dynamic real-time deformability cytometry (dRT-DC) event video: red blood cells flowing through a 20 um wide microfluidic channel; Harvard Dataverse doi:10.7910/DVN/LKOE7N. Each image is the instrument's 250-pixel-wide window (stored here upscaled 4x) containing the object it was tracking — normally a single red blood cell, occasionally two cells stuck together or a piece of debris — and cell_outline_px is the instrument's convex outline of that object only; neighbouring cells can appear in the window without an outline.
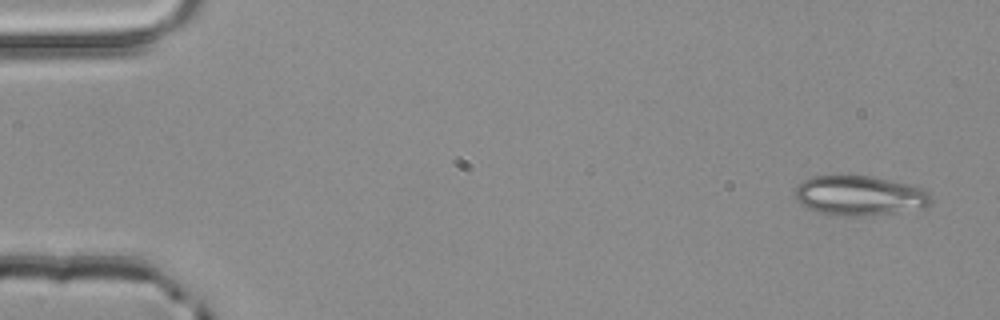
{"species": "common noctule bat (a hibernating species)", "species_latin": "Nyctalus noctula", "temperature_condition": "room temperature", "stored_images_in_passage": 4, "camera_frame_rate_fps": 3000, "um_per_image_px": 0.085, "animal": {"sex": "male", "body_mass_g": 20.4}, "frame": {"image": 1, "passage_image": 1, "time_ms": 0.0, "image_size_px": [1000, 320], "cell_outline_px": [[932, 204], [924, 208], [896, 212], [864, 216], [836, 216], [820, 212], [808, 208], [800, 204], [796, 200], [792, 192], [804, 180], [812, 176], [840, 172], [872, 176], [924, 188], [932, 200]], "centroid_in_image_um": [73.01, 16.59], "position_along_channel_um": 12.0, "area_um2": 32.48}}